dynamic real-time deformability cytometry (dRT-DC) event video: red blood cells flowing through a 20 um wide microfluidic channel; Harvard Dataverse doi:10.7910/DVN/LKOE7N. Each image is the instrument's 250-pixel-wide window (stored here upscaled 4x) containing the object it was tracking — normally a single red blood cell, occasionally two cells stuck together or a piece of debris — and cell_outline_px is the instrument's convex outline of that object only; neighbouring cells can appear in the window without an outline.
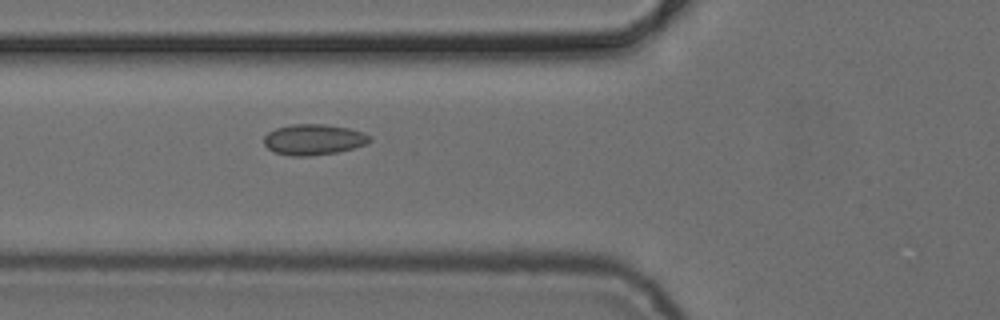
{"species": "common noctule bat (a hibernating species)", "species_latin": "Nyctalus noctula", "temperature_condition": "cold", "stored_images_in_passage": 6, "camera_frame_rate_fps": 3000, "um_per_image_px": 0.085, "animal": {"sex": "female", "body_mass_g": 24.6, "forearm_length_mm": 56.2}, "frame": {"image": 1, "passage_image": 6, "time_ms": 6.0, "image_size_px": [1000, 320], "cell_outline_px": [[372, 140], [368, 144], [336, 152], [312, 156], [288, 156], [276, 152], [268, 148], [264, 144], [264, 136], [268, 132], [276, 128], [292, 124], [324, 124], [348, 128], [364, 132], [372, 136]], "centroid_in_image_um": [26.68, 11.86], "position_along_channel_um": 99.1, "area_um2": 19.07}}